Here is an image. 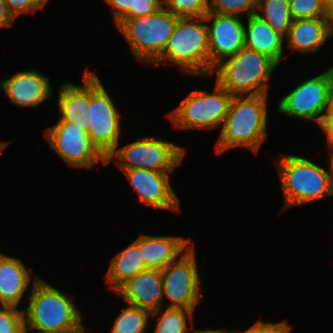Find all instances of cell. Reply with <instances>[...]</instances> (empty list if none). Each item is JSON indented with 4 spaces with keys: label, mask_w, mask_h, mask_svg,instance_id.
<instances>
[{
    "label": "cell",
    "mask_w": 333,
    "mask_h": 333,
    "mask_svg": "<svg viewBox=\"0 0 333 333\" xmlns=\"http://www.w3.org/2000/svg\"><path fill=\"white\" fill-rule=\"evenodd\" d=\"M178 17L165 8L143 17L127 19L118 30L138 61L154 63L163 53Z\"/></svg>",
    "instance_id": "obj_6"
},
{
    "label": "cell",
    "mask_w": 333,
    "mask_h": 333,
    "mask_svg": "<svg viewBox=\"0 0 333 333\" xmlns=\"http://www.w3.org/2000/svg\"><path fill=\"white\" fill-rule=\"evenodd\" d=\"M332 88L333 79L327 71H324L311 79H306L295 85L277 103V109L282 114L299 118L300 120H315L319 124L328 104Z\"/></svg>",
    "instance_id": "obj_12"
},
{
    "label": "cell",
    "mask_w": 333,
    "mask_h": 333,
    "mask_svg": "<svg viewBox=\"0 0 333 333\" xmlns=\"http://www.w3.org/2000/svg\"><path fill=\"white\" fill-rule=\"evenodd\" d=\"M277 64L261 53L246 47L226 58L212 71L211 77L231 95L268 94L269 79Z\"/></svg>",
    "instance_id": "obj_5"
},
{
    "label": "cell",
    "mask_w": 333,
    "mask_h": 333,
    "mask_svg": "<svg viewBox=\"0 0 333 333\" xmlns=\"http://www.w3.org/2000/svg\"><path fill=\"white\" fill-rule=\"evenodd\" d=\"M98 75L90 71V108L88 136L107 158L118 146L121 136L120 113Z\"/></svg>",
    "instance_id": "obj_9"
},
{
    "label": "cell",
    "mask_w": 333,
    "mask_h": 333,
    "mask_svg": "<svg viewBox=\"0 0 333 333\" xmlns=\"http://www.w3.org/2000/svg\"><path fill=\"white\" fill-rule=\"evenodd\" d=\"M0 80L4 96L16 106L37 107L52 95L49 77L31 68Z\"/></svg>",
    "instance_id": "obj_16"
},
{
    "label": "cell",
    "mask_w": 333,
    "mask_h": 333,
    "mask_svg": "<svg viewBox=\"0 0 333 333\" xmlns=\"http://www.w3.org/2000/svg\"><path fill=\"white\" fill-rule=\"evenodd\" d=\"M14 22L15 19L10 14L6 4L3 0H0V28L12 26Z\"/></svg>",
    "instance_id": "obj_35"
},
{
    "label": "cell",
    "mask_w": 333,
    "mask_h": 333,
    "mask_svg": "<svg viewBox=\"0 0 333 333\" xmlns=\"http://www.w3.org/2000/svg\"><path fill=\"white\" fill-rule=\"evenodd\" d=\"M28 306L23 310L24 328L29 332L86 329L74 297L35 276Z\"/></svg>",
    "instance_id": "obj_2"
},
{
    "label": "cell",
    "mask_w": 333,
    "mask_h": 333,
    "mask_svg": "<svg viewBox=\"0 0 333 333\" xmlns=\"http://www.w3.org/2000/svg\"><path fill=\"white\" fill-rule=\"evenodd\" d=\"M275 164L284 196L283 210L333 196L331 163L327 171L308 158L283 153Z\"/></svg>",
    "instance_id": "obj_4"
},
{
    "label": "cell",
    "mask_w": 333,
    "mask_h": 333,
    "mask_svg": "<svg viewBox=\"0 0 333 333\" xmlns=\"http://www.w3.org/2000/svg\"><path fill=\"white\" fill-rule=\"evenodd\" d=\"M326 71L329 74V76L333 79V62H332V65Z\"/></svg>",
    "instance_id": "obj_41"
},
{
    "label": "cell",
    "mask_w": 333,
    "mask_h": 333,
    "mask_svg": "<svg viewBox=\"0 0 333 333\" xmlns=\"http://www.w3.org/2000/svg\"><path fill=\"white\" fill-rule=\"evenodd\" d=\"M161 6V0H133V8L116 24L119 28L127 19L143 17L157 12Z\"/></svg>",
    "instance_id": "obj_30"
},
{
    "label": "cell",
    "mask_w": 333,
    "mask_h": 333,
    "mask_svg": "<svg viewBox=\"0 0 333 333\" xmlns=\"http://www.w3.org/2000/svg\"><path fill=\"white\" fill-rule=\"evenodd\" d=\"M194 242L176 261L161 270L163 278L164 298L170 305L168 308H182L195 311L200 304L202 281L197 267Z\"/></svg>",
    "instance_id": "obj_11"
},
{
    "label": "cell",
    "mask_w": 333,
    "mask_h": 333,
    "mask_svg": "<svg viewBox=\"0 0 333 333\" xmlns=\"http://www.w3.org/2000/svg\"><path fill=\"white\" fill-rule=\"evenodd\" d=\"M246 20L245 47L266 55L279 65L284 57L285 37L255 13L246 17Z\"/></svg>",
    "instance_id": "obj_21"
},
{
    "label": "cell",
    "mask_w": 333,
    "mask_h": 333,
    "mask_svg": "<svg viewBox=\"0 0 333 333\" xmlns=\"http://www.w3.org/2000/svg\"><path fill=\"white\" fill-rule=\"evenodd\" d=\"M326 144L328 145L330 153H333V132L326 138Z\"/></svg>",
    "instance_id": "obj_39"
},
{
    "label": "cell",
    "mask_w": 333,
    "mask_h": 333,
    "mask_svg": "<svg viewBox=\"0 0 333 333\" xmlns=\"http://www.w3.org/2000/svg\"><path fill=\"white\" fill-rule=\"evenodd\" d=\"M326 5V18L330 33L333 36V2H325Z\"/></svg>",
    "instance_id": "obj_36"
},
{
    "label": "cell",
    "mask_w": 333,
    "mask_h": 333,
    "mask_svg": "<svg viewBox=\"0 0 333 333\" xmlns=\"http://www.w3.org/2000/svg\"><path fill=\"white\" fill-rule=\"evenodd\" d=\"M330 163H331V166H332V177H333V153H330Z\"/></svg>",
    "instance_id": "obj_42"
},
{
    "label": "cell",
    "mask_w": 333,
    "mask_h": 333,
    "mask_svg": "<svg viewBox=\"0 0 333 333\" xmlns=\"http://www.w3.org/2000/svg\"><path fill=\"white\" fill-rule=\"evenodd\" d=\"M139 195L140 203L154 209L179 211L180 198L170 183L169 172L149 169H121Z\"/></svg>",
    "instance_id": "obj_14"
},
{
    "label": "cell",
    "mask_w": 333,
    "mask_h": 333,
    "mask_svg": "<svg viewBox=\"0 0 333 333\" xmlns=\"http://www.w3.org/2000/svg\"><path fill=\"white\" fill-rule=\"evenodd\" d=\"M10 14L16 19V16L23 13H35L37 10L45 7L44 0H3Z\"/></svg>",
    "instance_id": "obj_31"
},
{
    "label": "cell",
    "mask_w": 333,
    "mask_h": 333,
    "mask_svg": "<svg viewBox=\"0 0 333 333\" xmlns=\"http://www.w3.org/2000/svg\"><path fill=\"white\" fill-rule=\"evenodd\" d=\"M257 0H208L209 12L248 17L256 12Z\"/></svg>",
    "instance_id": "obj_26"
},
{
    "label": "cell",
    "mask_w": 333,
    "mask_h": 333,
    "mask_svg": "<svg viewBox=\"0 0 333 333\" xmlns=\"http://www.w3.org/2000/svg\"><path fill=\"white\" fill-rule=\"evenodd\" d=\"M255 14L282 36L288 35L293 22L289 0H257Z\"/></svg>",
    "instance_id": "obj_23"
},
{
    "label": "cell",
    "mask_w": 333,
    "mask_h": 333,
    "mask_svg": "<svg viewBox=\"0 0 333 333\" xmlns=\"http://www.w3.org/2000/svg\"><path fill=\"white\" fill-rule=\"evenodd\" d=\"M205 22V16L178 18L166 48L153 64H172L186 75L210 77L208 27Z\"/></svg>",
    "instance_id": "obj_3"
},
{
    "label": "cell",
    "mask_w": 333,
    "mask_h": 333,
    "mask_svg": "<svg viewBox=\"0 0 333 333\" xmlns=\"http://www.w3.org/2000/svg\"><path fill=\"white\" fill-rule=\"evenodd\" d=\"M293 20L326 17L325 0H289Z\"/></svg>",
    "instance_id": "obj_28"
},
{
    "label": "cell",
    "mask_w": 333,
    "mask_h": 333,
    "mask_svg": "<svg viewBox=\"0 0 333 333\" xmlns=\"http://www.w3.org/2000/svg\"><path fill=\"white\" fill-rule=\"evenodd\" d=\"M86 329H75V330H51L45 332H36V333H87Z\"/></svg>",
    "instance_id": "obj_38"
},
{
    "label": "cell",
    "mask_w": 333,
    "mask_h": 333,
    "mask_svg": "<svg viewBox=\"0 0 333 333\" xmlns=\"http://www.w3.org/2000/svg\"><path fill=\"white\" fill-rule=\"evenodd\" d=\"M23 262L0 253V305L17 308L32 280Z\"/></svg>",
    "instance_id": "obj_19"
},
{
    "label": "cell",
    "mask_w": 333,
    "mask_h": 333,
    "mask_svg": "<svg viewBox=\"0 0 333 333\" xmlns=\"http://www.w3.org/2000/svg\"><path fill=\"white\" fill-rule=\"evenodd\" d=\"M24 329L23 310L0 305V333H21Z\"/></svg>",
    "instance_id": "obj_29"
},
{
    "label": "cell",
    "mask_w": 333,
    "mask_h": 333,
    "mask_svg": "<svg viewBox=\"0 0 333 333\" xmlns=\"http://www.w3.org/2000/svg\"><path fill=\"white\" fill-rule=\"evenodd\" d=\"M21 333H28V331L26 329H24Z\"/></svg>",
    "instance_id": "obj_43"
},
{
    "label": "cell",
    "mask_w": 333,
    "mask_h": 333,
    "mask_svg": "<svg viewBox=\"0 0 333 333\" xmlns=\"http://www.w3.org/2000/svg\"><path fill=\"white\" fill-rule=\"evenodd\" d=\"M318 125L320 129L326 134V138L333 132V88L322 119Z\"/></svg>",
    "instance_id": "obj_34"
},
{
    "label": "cell",
    "mask_w": 333,
    "mask_h": 333,
    "mask_svg": "<svg viewBox=\"0 0 333 333\" xmlns=\"http://www.w3.org/2000/svg\"><path fill=\"white\" fill-rule=\"evenodd\" d=\"M88 127H77L60 119L44 132L45 141L70 167L92 169L98 163L107 165V158L93 144Z\"/></svg>",
    "instance_id": "obj_10"
},
{
    "label": "cell",
    "mask_w": 333,
    "mask_h": 333,
    "mask_svg": "<svg viewBox=\"0 0 333 333\" xmlns=\"http://www.w3.org/2000/svg\"><path fill=\"white\" fill-rule=\"evenodd\" d=\"M152 313L128 304L116 317L110 333H145Z\"/></svg>",
    "instance_id": "obj_24"
},
{
    "label": "cell",
    "mask_w": 333,
    "mask_h": 333,
    "mask_svg": "<svg viewBox=\"0 0 333 333\" xmlns=\"http://www.w3.org/2000/svg\"><path fill=\"white\" fill-rule=\"evenodd\" d=\"M147 269L141 255V235L118 252L110 261L105 275L109 289L116 292L124 283Z\"/></svg>",
    "instance_id": "obj_22"
},
{
    "label": "cell",
    "mask_w": 333,
    "mask_h": 333,
    "mask_svg": "<svg viewBox=\"0 0 333 333\" xmlns=\"http://www.w3.org/2000/svg\"><path fill=\"white\" fill-rule=\"evenodd\" d=\"M210 76L213 69L226 58L234 56L245 47V23L241 16L208 12ZM211 22V25H210Z\"/></svg>",
    "instance_id": "obj_13"
},
{
    "label": "cell",
    "mask_w": 333,
    "mask_h": 333,
    "mask_svg": "<svg viewBox=\"0 0 333 333\" xmlns=\"http://www.w3.org/2000/svg\"><path fill=\"white\" fill-rule=\"evenodd\" d=\"M268 94L234 95L216 141L215 153L235 147L248 148L258 154L267 139Z\"/></svg>",
    "instance_id": "obj_1"
},
{
    "label": "cell",
    "mask_w": 333,
    "mask_h": 333,
    "mask_svg": "<svg viewBox=\"0 0 333 333\" xmlns=\"http://www.w3.org/2000/svg\"><path fill=\"white\" fill-rule=\"evenodd\" d=\"M193 310L182 308H166L157 317L154 333H189L187 319H190L191 328L193 325Z\"/></svg>",
    "instance_id": "obj_25"
},
{
    "label": "cell",
    "mask_w": 333,
    "mask_h": 333,
    "mask_svg": "<svg viewBox=\"0 0 333 333\" xmlns=\"http://www.w3.org/2000/svg\"><path fill=\"white\" fill-rule=\"evenodd\" d=\"M112 9L115 25L133 8V0H104Z\"/></svg>",
    "instance_id": "obj_33"
},
{
    "label": "cell",
    "mask_w": 333,
    "mask_h": 333,
    "mask_svg": "<svg viewBox=\"0 0 333 333\" xmlns=\"http://www.w3.org/2000/svg\"><path fill=\"white\" fill-rule=\"evenodd\" d=\"M83 85L64 82L59 87L57 104L60 120L71 122L77 127H88L90 108V71L86 67L83 74Z\"/></svg>",
    "instance_id": "obj_17"
},
{
    "label": "cell",
    "mask_w": 333,
    "mask_h": 333,
    "mask_svg": "<svg viewBox=\"0 0 333 333\" xmlns=\"http://www.w3.org/2000/svg\"><path fill=\"white\" fill-rule=\"evenodd\" d=\"M162 8L178 18L204 17L208 12V0H161Z\"/></svg>",
    "instance_id": "obj_27"
},
{
    "label": "cell",
    "mask_w": 333,
    "mask_h": 333,
    "mask_svg": "<svg viewBox=\"0 0 333 333\" xmlns=\"http://www.w3.org/2000/svg\"><path fill=\"white\" fill-rule=\"evenodd\" d=\"M291 328L292 326H290L286 320L277 323L259 320L241 333H290ZM233 333L240 332L233 330Z\"/></svg>",
    "instance_id": "obj_32"
},
{
    "label": "cell",
    "mask_w": 333,
    "mask_h": 333,
    "mask_svg": "<svg viewBox=\"0 0 333 333\" xmlns=\"http://www.w3.org/2000/svg\"><path fill=\"white\" fill-rule=\"evenodd\" d=\"M190 238L141 234V255L145 267L162 270L176 261L190 247Z\"/></svg>",
    "instance_id": "obj_18"
},
{
    "label": "cell",
    "mask_w": 333,
    "mask_h": 333,
    "mask_svg": "<svg viewBox=\"0 0 333 333\" xmlns=\"http://www.w3.org/2000/svg\"><path fill=\"white\" fill-rule=\"evenodd\" d=\"M326 17L293 20L285 37L289 49L300 53H315L331 38Z\"/></svg>",
    "instance_id": "obj_20"
},
{
    "label": "cell",
    "mask_w": 333,
    "mask_h": 333,
    "mask_svg": "<svg viewBox=\"0 0 333 333\" xmlns=\"http://www.w3.org/2000/svg\"><path fill=\"white\" fill-rule=\"evenodd\" d=\"M230 328L228 329H212V327L210 328H206V329H203V330H192L190 331L189 333H233V330L231 329L230 331Z\"/></svg>",
    "instance_id": "obj_37"
},
{
    "label": "cell",
    "mask_w": 333,
    "mask_h": 333,
    "mask_svg": "<svg viewBox=\"0 0 333 333\" xmlns=\"http://www.w3.org/2000/svg\"><path fill=\"white\" fill-rule=\"evenodd\" d=\"M9 142H2L0 141V154L3 152V150L7 147Z\"/></svg>",
    "instance_id": "obj_40"
},
{
    "label": "cell",
    "mask_w": 333,
    "mask_h": 333,
    "mask_svg": "<svg viewBox=\"0 0 333 333\" xmlns=\"http://www.w3.org/2000/svg\"><path fill=\"white\" fill-rule=\"evenodd\" d=\"M233 95L217 81L212 93L195 90L189 92L181 103L167 117L177 129L219 128L228 113Z\"/></svg>",
    "instance_id": "obj_7"
},
{
    "label": "cell",
    "mask_w": 333,
    "mask_h": 333,
    "mask_svg": "<svg viewBox=\"0 0 333 333\" xmlns=\"http://www.w3.org/2000/svg\"><path fill=\"white\" fill-rule=\"evenodd\" d=\"M127 304L152 313L156 318L163 311L164 290L162 272L145 269L124 283L116 292Z\"/></svg>",
    "instance_id": "obj_15"
},
{
    "label": "cell",
    "mask_w": 333,
    "mask_h": 333,
    "mask_svg": "<svg viewBox=\"0 0 333 333\" xmlns=\"http://www.w3.org/2000/svg\"><path fill=\"white\" fill-rule=\"evenodd\" d=\"M186 149L160 137L145 136L127 145L119 146L107 157V166L113 158L119 169H149L172 172L182 162Z\"/></svg>",
    "instance_id": "obj_8"
},
{
    "label": "cell",
    "mask_w": 333,
    "mask_h": 333,
    "mask_svg": "<svg viewBox=\"0 0 333 333\" xmlns=\"http://www.w3.org/2000/svg\"><path fill=\"white\" fill-rule=\"evenodd\" d=\"M325 2H333V0H325Z\"/></svg>",
    "instance_id": "obj_44"
}]
</instances>
